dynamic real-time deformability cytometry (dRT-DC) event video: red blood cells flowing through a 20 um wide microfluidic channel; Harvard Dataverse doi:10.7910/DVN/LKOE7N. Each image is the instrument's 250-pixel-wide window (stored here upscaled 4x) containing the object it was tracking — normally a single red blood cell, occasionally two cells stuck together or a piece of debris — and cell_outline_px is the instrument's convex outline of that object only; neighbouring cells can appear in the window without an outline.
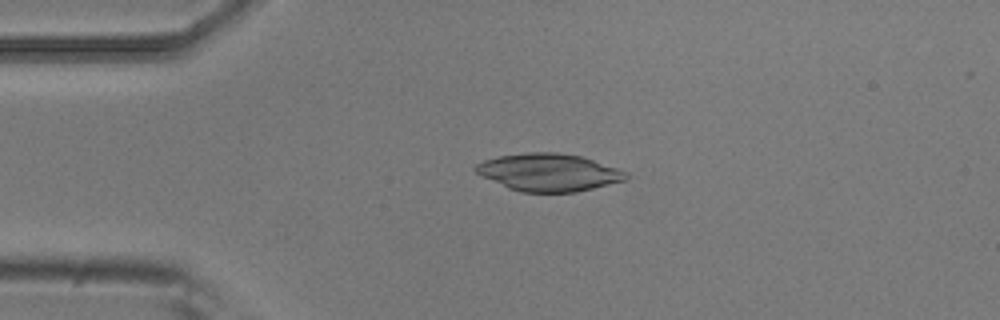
{"species": "common noctule bat (a hibernating species)", "species_latin": "Nyctalus noctula", "temperature_condition": "room temperature", "stored_images_in_passage": 4, "camera_frame_rate_fps": 3000, "um_per_image_px": 0.085, "animal": {"sex": "male", "body_mass_g": 20.5, "forearm_length_mm": 52.5}, "frame": {"image": 1, "passage_image": 3, "time_ms": 0.667, "image_size_px": [1000, 320], "cell_outline_px": [[628, 180], [576, 192], [520, 192], [508, 188], [476, 172], [472, 168], [476, 164], [484, 160], [500, 156], [528, 152], [556, 152], [580, 156], [628, 172]], "centroid_in_image_um": [46.65, 14.65], "position_along_channel_um": 38.3, "area_um2": 32.66}}